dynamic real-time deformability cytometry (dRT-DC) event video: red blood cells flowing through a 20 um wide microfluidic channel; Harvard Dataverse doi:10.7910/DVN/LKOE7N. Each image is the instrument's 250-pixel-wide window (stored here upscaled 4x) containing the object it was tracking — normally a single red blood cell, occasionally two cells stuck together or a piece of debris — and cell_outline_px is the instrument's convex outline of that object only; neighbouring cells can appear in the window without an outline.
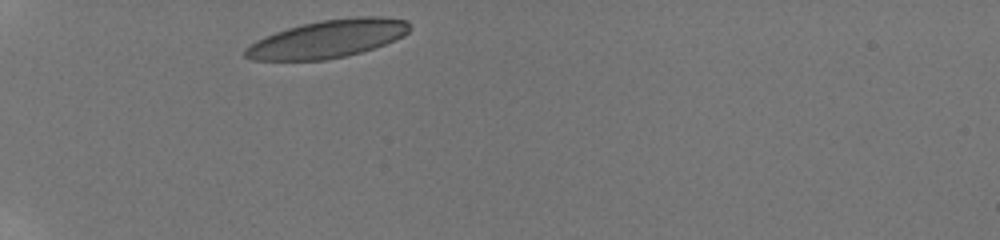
{"species": "human", "species_latin": "Homo sapiens", "temperature_condition": "room temperature", "stored_images_in_passage": 24, "camera_frame_rate_fps": 3000, "um_per_image_px": 0.085, "donor": {"sex": "male"}, "frame": {"image": 1, "passage_image": 1, "time_ms": 0.0, "image_size_px": [1000, 240], "cell_outline_px": [[412, 28], [404, 36], [396, 40], [360, 52], [344, 56], [324, 60], [252, 60], [244, 56], [244, 48], [256, 40], [264, 36], [288, 28], [320, 20], [356, 16], [384, 16], [408, 20], [412, 24]], "centroid_in_image_um": [27.9, 3.29], "position_along_channel_um": 57.1, "area_um2": 36.41}}
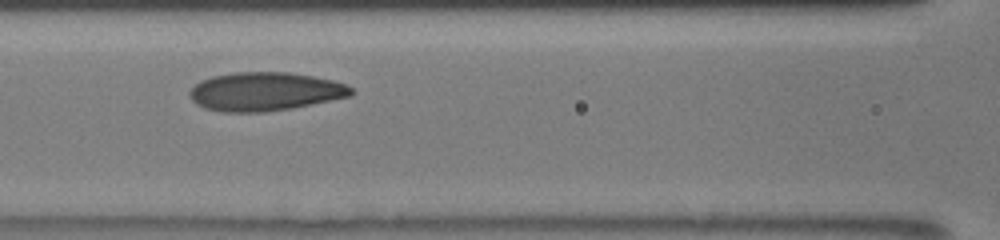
{"frame": {"image": 2, "passage_image": 11, "time_ms": 3.0, "image_size_px": [1000, 240], "cell_outline_px": [[352, 96], [292, 108], [264, 112], [224, 112], [204, 108], [196, 104], [192, 100], [188, 92], [200, 80], [212, 76], [232, 72], [292, 72], [332, 80], [348, 84], [352, 88]], "centroid_in_image_um": [22.52, 7.78], "position_along_channel_um": 144.1, "area_um2": 36.53}}
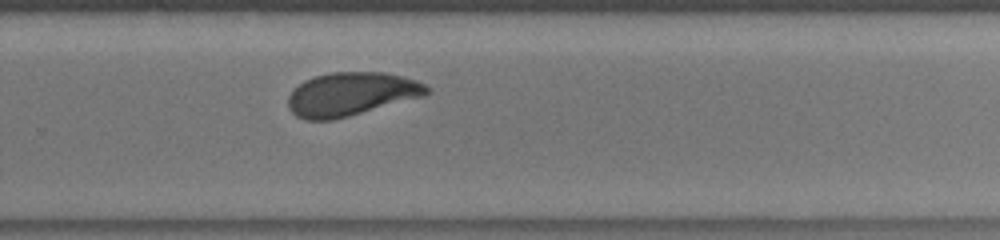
{"frame": {"image": 3, "passage_image": 24, "time_ms": 7.0, "image_size_px": [1000, 240], "cell_outline_px": [[432, 92], [424, 96], [348, 116], [332, 120], [304, 120], [296, 116], [288, 108], [288, 96], [304, 80], [316, 76], [332, 72], [384, 72], [416, 80], [432, 88]], "centroid_in_image_um": [29.86, 8.0], "position_along_channel_um": 299.9, "area_um2": 35.03}}